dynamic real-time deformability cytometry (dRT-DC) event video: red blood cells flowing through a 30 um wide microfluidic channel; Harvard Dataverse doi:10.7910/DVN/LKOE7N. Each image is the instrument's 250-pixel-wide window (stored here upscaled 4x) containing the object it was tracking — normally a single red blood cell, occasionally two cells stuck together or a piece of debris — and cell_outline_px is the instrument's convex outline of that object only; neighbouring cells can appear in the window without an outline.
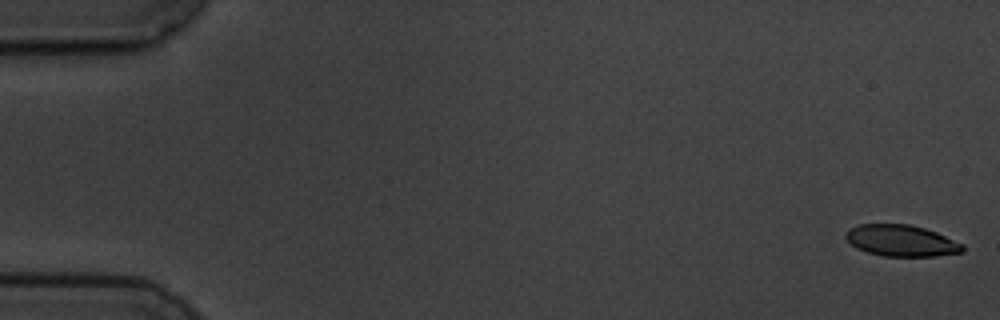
{"species": "common noctule bat (a hibernating species)", "species_latin": "Nyctalus noctula", "temperature_condition": "cold", "stored_images_in_passage": 5, "camera_frame_rate_fps": 3000, "um_per_image_px": 0.085, "animal": {"sex": "male", "body_mass_g": 19.5, "forearm_length_mm": 54.6}, "frame": {"image": 1, "passage_image": 1, "time_ms": 0.0, "image_size_px": [1000, 320], "cell_outline_px": [[964, 252], [936, 256], [884, 256], [868, 252], [856, 248], [844, 236], [844, 232], [848, 228], [860, 224], [908, 224], [924, 228], [936, 232], [964, 244]], "centroid_in_image_um": [76.61, 20.45], "position_along_channel_um": 8.4, "area_um2": 21.44}}
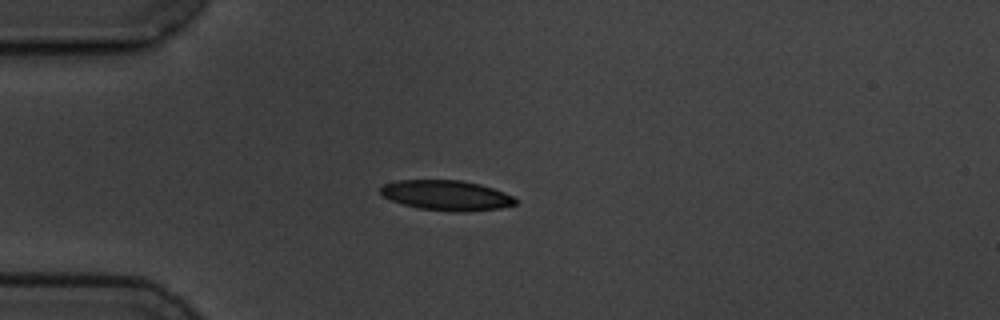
{"frame": {"image": 2, "passage_image": 5, "time_ms": 4.667, "image_size_px": [1000, 320], "cell_outline_px": [[516, 204], [500, 208], [464, 212], [452, 212], [416, 208], [392, 200], [384, 196], [380, 192], [380, 188], [384, 184], [396, 180], [460, 180], [480, 184], [504, 192], [512, 196], [516, 200]], "centroid_in_image_um": [37.94, 16.61], "position_along_channel_um": 47.1, "area_um2": 23.64}}